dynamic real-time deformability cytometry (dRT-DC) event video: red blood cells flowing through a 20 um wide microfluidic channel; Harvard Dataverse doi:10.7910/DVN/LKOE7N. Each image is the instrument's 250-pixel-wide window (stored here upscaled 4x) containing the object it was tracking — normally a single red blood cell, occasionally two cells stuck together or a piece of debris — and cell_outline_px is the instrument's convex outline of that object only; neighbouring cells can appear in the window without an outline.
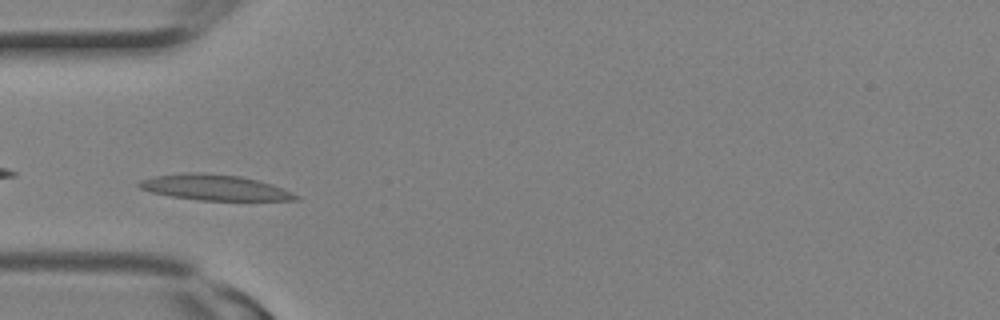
{"species": "Egyptian fruit bat (a non-hibernating species)", "species_latin": "Rousettus aegyptiacus", "temperature_condition": "room temperature", "stored_images_in_passage": 2, "camera_frame_rate_fps": 3000, "um_per_image_px": 0.085, "animal": {"sex": "female"}, "frame": {"image": 1, "passage_image": 2, "time_ms": 0.333, "image_size_px": [1000, 320], "cell_outline_px": [[300, 200], [200, 200], [172, 196], [152, 192], [140, 188], [136, 184], [140, 180], [156, 176], [184, 172], [196, 172], [240, 176], [272, 184], [300, 196]], "centroid_in_image_um": [18.24, 15.93], "position_along_channel_um": 66.8, "area_um2": 23.12}}